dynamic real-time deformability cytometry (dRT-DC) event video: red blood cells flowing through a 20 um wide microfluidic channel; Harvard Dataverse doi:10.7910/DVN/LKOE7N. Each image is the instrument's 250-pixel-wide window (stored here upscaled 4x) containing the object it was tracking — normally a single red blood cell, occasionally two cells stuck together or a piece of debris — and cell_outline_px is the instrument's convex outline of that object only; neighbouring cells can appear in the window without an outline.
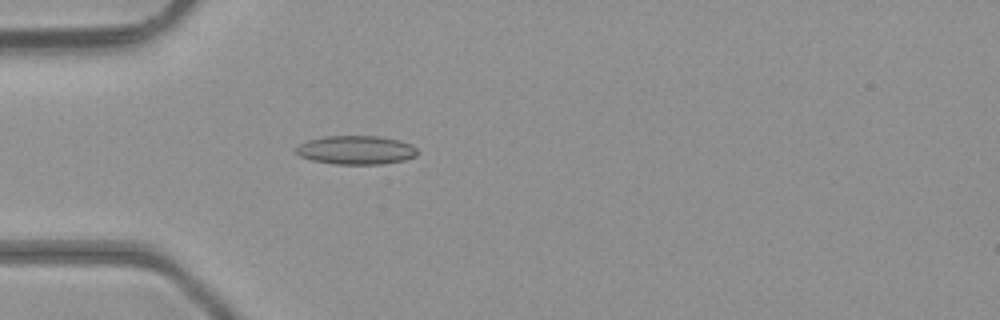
{"species": "common noctule bat (a hibernating species)", "species_latin": "Nyctalus noctula", "temperature_condition": "room temperature", "stored_images_in_passage": 46, "camera_frame_rate_fps": 3000, "um_per_image_px": 0.085, "animal": {"sex": "male", "body_mass_g": 23.1, "forearm_length_mm": 52.7}, "frame": {"image": 1, "passage_image": 14, "time_ms": 4.333, "image_size_px": [1000, 320], "cell_outline_px": [[420, 152], [416, 156], [404, 160], [380, 164], [336, 164], [312, 160], [300, 156], [292, 152], [292, 148], [308, 140], [324, 136], [380, 136], [400, 140], [412, 144]], "centroid_in_image_um": [30.25, 12.74], "position_along_channel_um": 54.8, "area_um2": 20.63}}
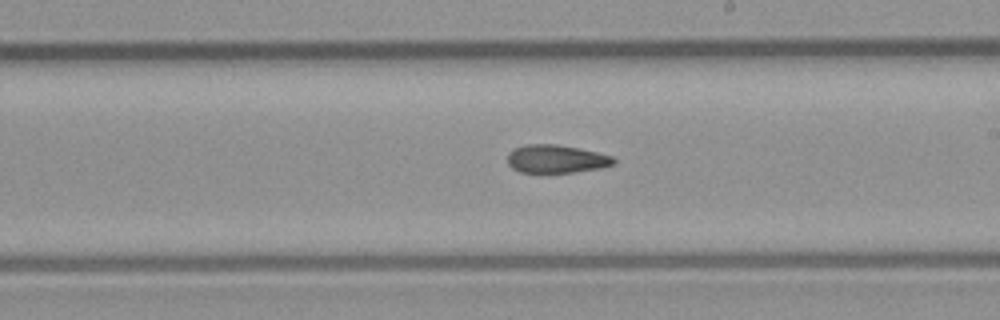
{"frame": {"image": 2, "passage_image": 27, "time_ms": 8.667, "image_size_px": [1000, 320], "cell_outline_px": [[616, 164], [604, 168], [572, 172], [520, 172], [512, 168], [508, 164], [508, 152], [524, 144], [556, 144], [596, 152], [612, 156], [616, 160]], "centroid_in_image_um": [47.3, 13.51], "position_along_channel_um": 241.7, "area_um2": 17.4}}
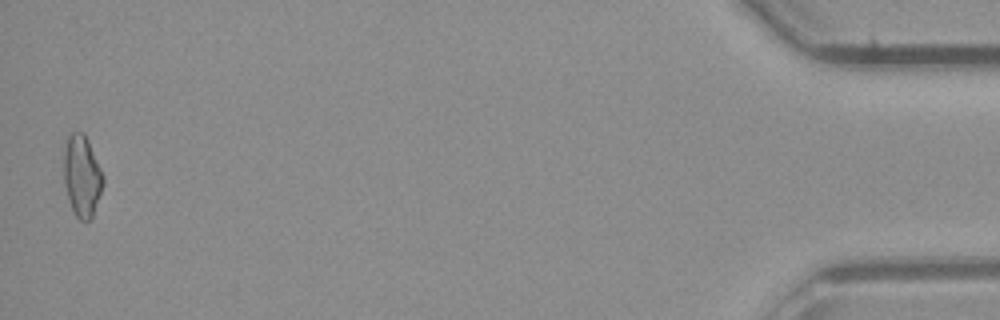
{"frame": {"image": 3, "passage_image": 46, "time_ms": 15.0, "image_size_px": [1000, 320], "cell_outline_px": [[104, 184], [92, 216], [88, 220], [80, 220], [76, 216], [68, 200], [64, 184], [64, 152], [68, 136], [72, 132], [84, 132], [88, 140], [104, 176]], "centroid_in_image_um": [6.97, 14.95], "position_along_channel_um": 428.2, "area_um2": 18.55}, "authors_computed_cell_mechanics": {"area_um2": 18.207, "velocity_mm_per_s": 4.4632, "shape_relaxation_time_tau1_ms": null, "shape_relaxation_time_tau2_ms": 4.775, "deformation_change_tau1": null, "deformation_change_tau2": 0.1443}}